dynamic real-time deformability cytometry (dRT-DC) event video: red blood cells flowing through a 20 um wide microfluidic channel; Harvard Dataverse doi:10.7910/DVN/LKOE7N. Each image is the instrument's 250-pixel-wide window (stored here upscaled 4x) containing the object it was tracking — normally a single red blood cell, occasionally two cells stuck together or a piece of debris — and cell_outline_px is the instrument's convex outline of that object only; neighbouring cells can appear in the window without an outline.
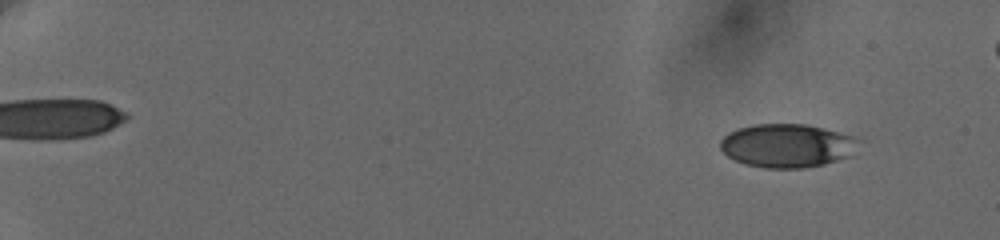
{"species": "human", "species_latin": "Homo sapiens", "temperature_condition": "cold", "stored_images_in_passage": 37, "camera_frame_rate_fps": 3000, "um_per_image_px": 0.085, "donor": {"sex": "female"}, "frame": {"image": 1, "passage_image": 3, "time_ms": 1.0, "image_size_px": [1000, 240], "cell_outline_px": [[860, 140], [848, 156], [824, 164], [804, 168], [764, 168], [744, 164], [728, 156], [720, 148], [720, 140], [728, 132], [736, 128], [752, 124], [808, 124], [856, 136]], "centroid_in_image_um": [66.87, 12.36], "position_along_channel_um": 18.1, "area_um2": 35.2}}
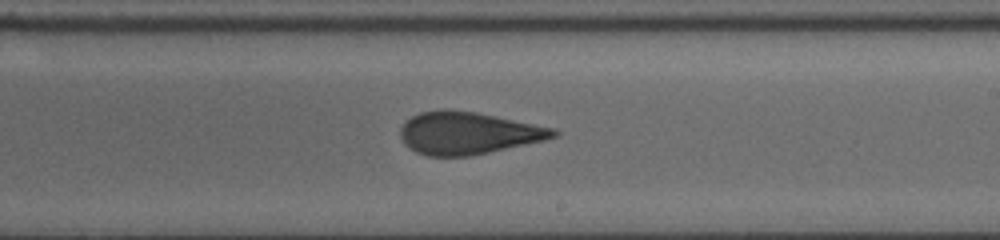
{"frame": {"image": 2, "passage_image": 24, "time_ms": 12.0, "image_size_px": [1000, 240], "cell_outline_px": [[560, 132], [556, 136], [544, 140], [488, 152], [468, 156], [428, 156], [416, 152], [400, 136], [400, 128], [412, 116], [420, 112], [440, 108], [448, 108], [476, 112], [496, 116], [552, 128]], "centroid_in_image_um": [39.76, 11.29], "position_along_channel_um": 249.2, "area_um2": 37.34}}
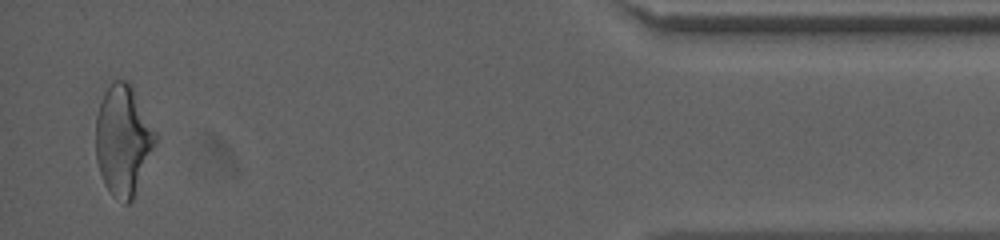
{"frame": {"image": 3, "passage_image": 37, "time_ms": 18.333, "image_size_px": [1000, 240], "cell_outline_px": [[156, 144], [132, 200], [128, 204], [124, 204], [112, 196], [104, 184], [96, 160], [96, 116], [104, 92], [112, 80], [128, 80], [132, 84], [156, 132]], "centroid_in_image_um": [10.46, 11.9], "position_along_channel_um": 424.7, "area_um2": 38.49}, "authors_computed_cell_mechanics": {"area_um2": 37.281, "velocity_mm_per_s": 3.6603, "shape_relaxation_time_tau1_ms": null, "shape_relaxation_time_tau2_ms": 1.8432, "deformation_change_tau1": null, "deformation_change_tau2": 0.076}}